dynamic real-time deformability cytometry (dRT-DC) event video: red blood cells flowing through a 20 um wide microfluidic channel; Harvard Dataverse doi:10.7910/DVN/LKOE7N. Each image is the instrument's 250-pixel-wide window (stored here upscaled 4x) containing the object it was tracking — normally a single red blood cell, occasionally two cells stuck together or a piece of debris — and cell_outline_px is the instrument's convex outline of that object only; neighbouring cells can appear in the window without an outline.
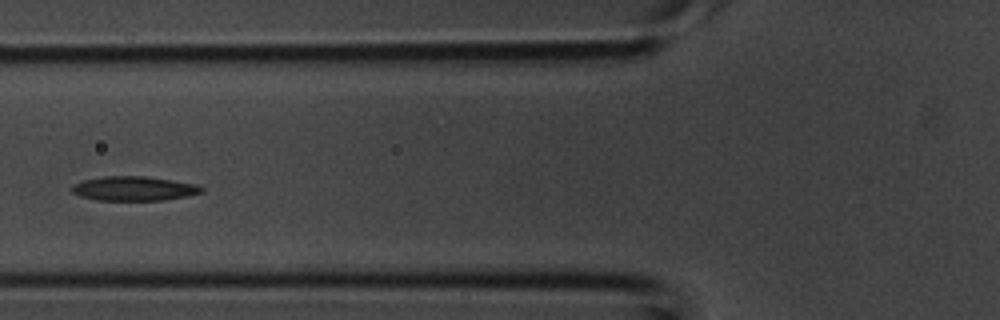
{"species": "common noctule bat (a hibernating species)", "species_latin": "Nyctalus noctula", "temperature_condition": "room temperature", "stored_images_in_passage": 3, "camera_frame_rate_fps": 3000, "um_per_image_px": 0.085, "animal": {"sex": "male", "body_mass_g": 20.1, "forearm_length_mm": 53.5}, "frame": {"image": 1, "passage_image": 3, "time_ms": 0.667, "image_size_px": [1000, 320], "cell_outline_px": [[204, 192], [188, 196], [164, 200], [96, 200], [80, 196], [72, 192], [72, 184], [84, 180], [104, 176], [144, 176], [172, 180], [196, 184], [204, 188]], "centroid_in_image_um": [11.4, 16.03], "position_along_channel_um": 114.4, "area_um2": 18.44}}